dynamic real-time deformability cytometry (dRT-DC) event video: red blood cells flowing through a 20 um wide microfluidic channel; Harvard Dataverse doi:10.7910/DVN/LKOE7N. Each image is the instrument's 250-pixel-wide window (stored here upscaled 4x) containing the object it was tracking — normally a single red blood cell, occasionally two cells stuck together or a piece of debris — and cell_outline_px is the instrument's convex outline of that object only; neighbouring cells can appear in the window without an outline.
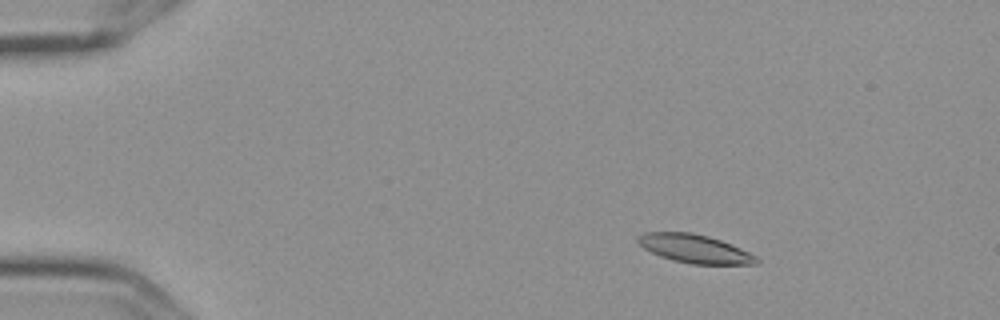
{"species": "Egyptian fruit bat (a non-hibernating species)", "species_latin": "Rousettus aegyptiacus", "temperature_condition": "cold", "stored_images_in_passage": 5, "camera_frame_rate_fps": 3000, "um_per_image_px": 0.085, "frame": {"image": 1, "passage_image": 3, "time_ms": 0.667, "image_size_px": [1000, 320], "cell_outline_px": [[760, 260], [756, 264], [692, 264], [672, 260], [660, 256], [644, 248], [636, 240], [636, 236], [644, 232], [692, 232], [708, 236], [732, 244], [756, 256]], "centroid_in_image_um": [59.03, 21.13], "position_along_channel_um": 26.0, "area_um2": 19.65}}
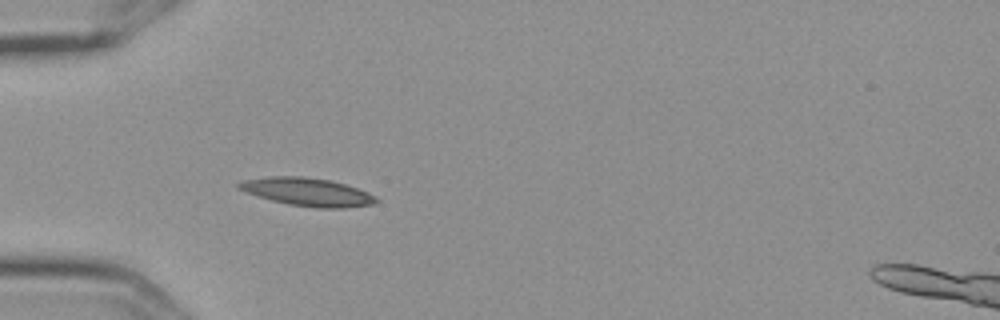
{"frame": {"image": 2, "passage_image": 5, "time_ms": 1.333, "image_size_px": [1000, 320], "cell_outline_px": [[380, 200], [372, 204], [344, 208], [320, 208], [288, 204], [272, 200], [236, 188], [236, 184], [244, 180], [268, 176], [304, 176], [332, 180], [368, 192], [376, 196]], "centroid_in_image_um": [26.15, 16.3], "position_along_channel_um": 58.9, "area_um2": 22.37}}